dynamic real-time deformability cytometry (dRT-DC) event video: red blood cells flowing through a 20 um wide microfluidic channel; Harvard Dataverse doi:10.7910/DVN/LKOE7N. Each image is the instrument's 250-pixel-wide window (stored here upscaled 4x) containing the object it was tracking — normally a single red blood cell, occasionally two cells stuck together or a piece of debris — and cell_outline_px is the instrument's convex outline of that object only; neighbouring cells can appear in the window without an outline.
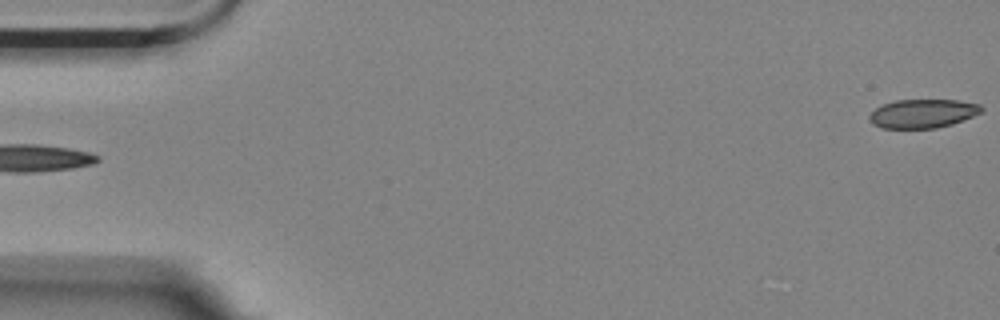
{"species": "Egyptian fruit bat (a non-hibernating species)", "species_latin": "Rousettus aegyptiacus", "temperature_condition": "room temperature", "stored_images_in_passage": 2, "segment_of_instrument_passage": [2, 2], "camera_frame_rate_fps": 3000, "um_per_image_px": 0.085, "animal": {"sex": "female"}, "frame": {"image": 1, "passage_image": 2, "time_ms": 0.333, "image_size_px": [1000, 320], "cell_outline_px": [[984, 112], [952, 124], [936, 128], [880, 128], [872, 124], [868, 116], [876, 108], [884, 104], [896, 100], [956, 100], [980, 104], [984, 108]], "centroid_in_image_um": [78.46, 9.65], "position_along_channel_um": 6.5, "area_um2": 18.84}}